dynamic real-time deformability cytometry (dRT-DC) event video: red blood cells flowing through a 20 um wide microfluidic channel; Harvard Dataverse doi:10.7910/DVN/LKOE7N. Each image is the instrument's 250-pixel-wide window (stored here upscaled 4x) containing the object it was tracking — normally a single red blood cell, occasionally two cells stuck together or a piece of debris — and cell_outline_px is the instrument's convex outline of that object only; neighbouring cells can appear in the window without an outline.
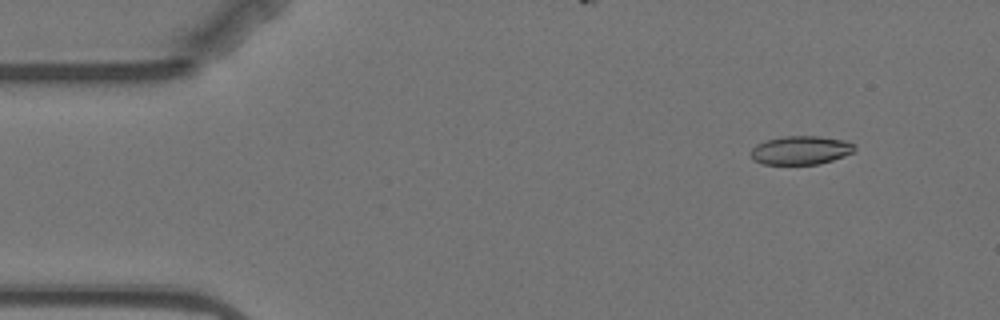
{"species": "Egyptian fruit bat (a non-hibernating species)", "species_latin": "Rousettus aegyptiacus", "temperature_condition": "warm", "stored_images_in_passage": 5, "camera_frame_rate_fps": 3000, "um_per_image_px": 0.085, "animal": {"sex": "female"}, "frame": {"image": 1, "passage_image": 2, "time_ms": 1.333, "image_size_px": [1000, 320], "cell_outline_px": [[856, 148], [852, 152], [844, 156], [820, 164], [764, 164], [752, 160], [752, 148], [756, 144], [764, 140], [784, 136], [820, 136], [844, 140], [856, 144]], "centroid_in_image_um": [68.07, 12.76], "position_along_channel_um": 16.9, "area_um2": 17.4}}